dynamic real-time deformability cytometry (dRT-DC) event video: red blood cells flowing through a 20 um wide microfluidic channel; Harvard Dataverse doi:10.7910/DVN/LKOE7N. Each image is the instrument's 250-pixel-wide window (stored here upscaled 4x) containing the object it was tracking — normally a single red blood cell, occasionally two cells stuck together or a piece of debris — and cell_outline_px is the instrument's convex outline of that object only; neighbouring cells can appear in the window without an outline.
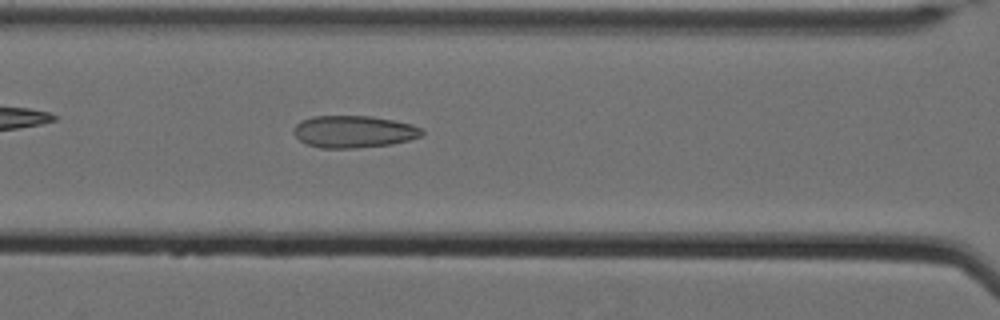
{"species": "Egyptian fruit bat (a non-hibernating species)", "species_latin": "Rousettus aegyptiacus", "temperature_condition": "cold", "stored_images_in_passage": 56, "camera_frame_rate_fps": 3000, "um_per_image_px": 0.085, "animal": {"sex": "female"}, "frame": {"image": 1, "passage_image": 25, "time_ms": 8.0, "image_size_px": [1000, 320], "cell_outline_px": [[424, 132], [420, 136], [408, 140], [392, 144], [356, 148], [320, 148], [308, 144], [300, 140], [292, 132], [292, 128], [300, 120], [312, 116], [372, 116], [412, 124], [420, 128]], "centroid_in_image_um": [30.03, 11.18], "position_along_channel_um": 136.6, "area_um2": 24.04}}
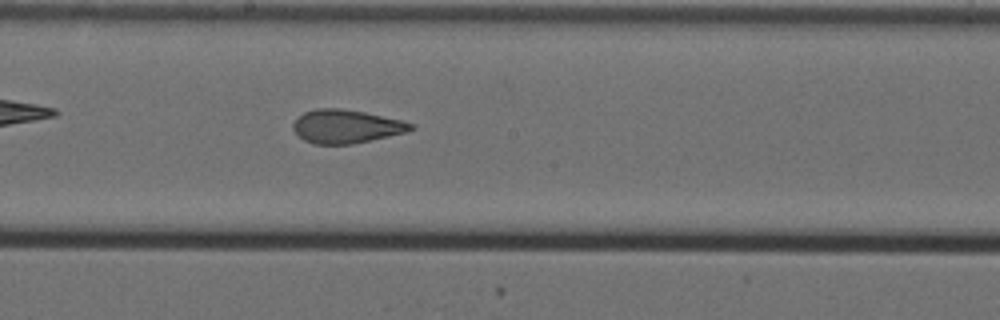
{"frame": {"image": 2, "passage_image": 32, "time_ms": 10.333, "image_size_px": [1000, 320], "cell_outline_px": [[416, 128], [408, 132], [352, 144], [312, 144], [296, 136], [292, 128], [292, 124], [304, 112], [316, 108], [340, 108], [364, 112], [404, 120], [412, 124]], "centroid_in_image_um": [29.42, 10.75], "position_along_channel_um": 218.8, "area_um2": 23.18}}
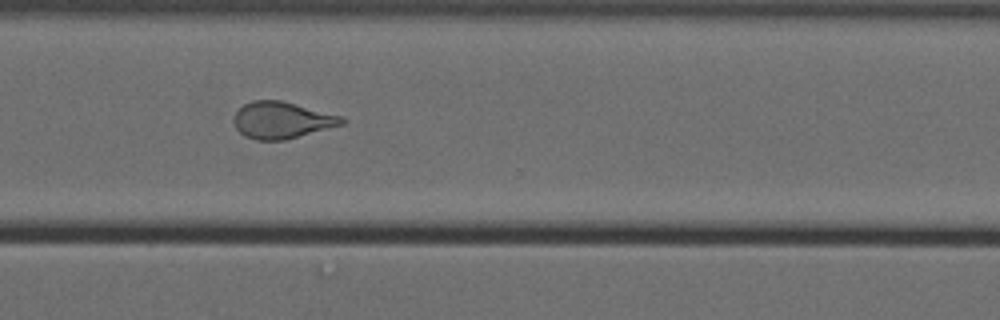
{"frame": {"image": 3, "passage_image": 43, "time_ms": 14.0, "image_size_px": [1000, 320], "cell_outline_px": [[348, 120], [344, 124], [284, 140], [256, 140], [244, 136], [236, 128], [232, 120], [232, 116], [244, 104], [252, 100], [280, 100], [344, 116]], "centroid_in_image_um": [23.96, 10.21], "position_along_channel_um": 346.6, "area_um2": 23.24}, "authors_computed_cell_mechanics": {"area_um2": 24.2471, "velocity_mm_per_s": 3.505, "shape_relaxation_time_tau1_ms": 9.3531, "shape_relaxation_time_tau2_ms": 1.5552, "deformation_change_tau1": 0.2204, "deformation_change_tau2": 0.0968}}